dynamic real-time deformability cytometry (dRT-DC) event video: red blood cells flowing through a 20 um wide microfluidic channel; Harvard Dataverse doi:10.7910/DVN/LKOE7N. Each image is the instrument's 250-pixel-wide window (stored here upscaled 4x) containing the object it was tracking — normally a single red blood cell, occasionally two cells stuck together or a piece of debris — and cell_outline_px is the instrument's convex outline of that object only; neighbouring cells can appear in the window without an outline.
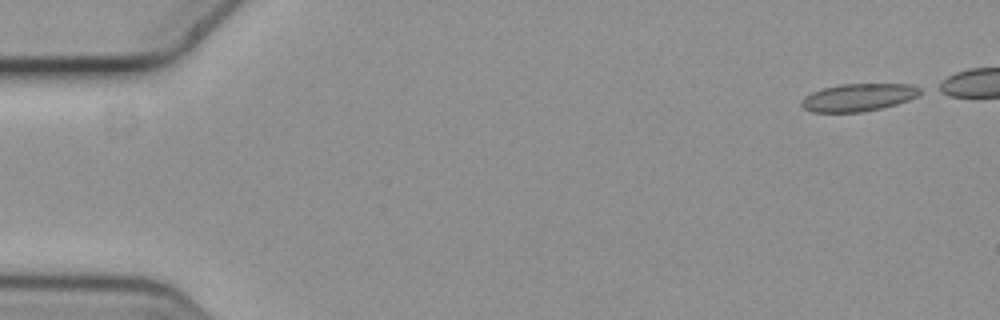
{"species": "common noctule bat (a hibernating species)", "species_latin": "Nyctalus noctula", "temperature_condition": "cold", "stored_images_in_passage": 5, "camera_frame_rate_fps": 3000, "um_per_image_px": 0.085, "animal": {"sex": "female", "body_mass_g": 19.3, "forearm_length_mm": 54.1}, "frame": {"image": 1, "passage_image": 1, "time_ms": 0.0, "image_size_px": [1000, 320], "cell_outline_px": [[924, 92], [908, 100], [896, 104], [864, 112], [812, 112], [804, 108], [800, 104], [800, 100], [804, 96], [812, 92], [824, 88], [840, 84], [912, 84], [920, 88]], "centroid_in_image_um": [72.95, 8.27], "position_along_channel_um": 12.0, "area_um2": 19.13}}
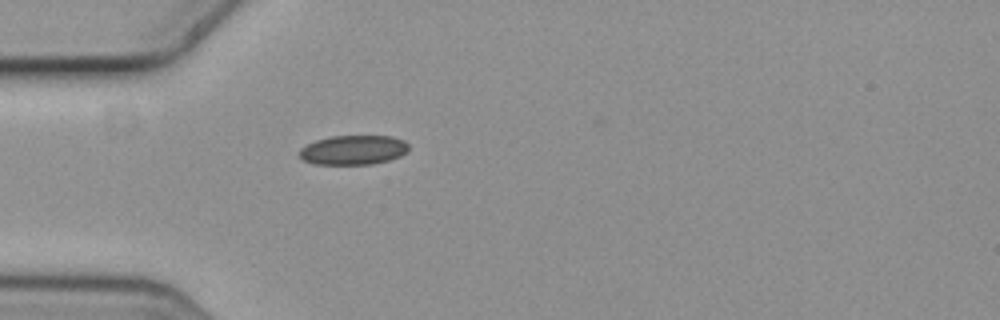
{"frame": {"image": 2, "passage_image": 5, "time_ms": 1.333, "image_size_px": [1000, 320], "cell_outline_px": [[408, 152], [400, 156], [388, 160], [372, 164], [312, 164], [304, 160], [296, 152], [300, 148], [316, 140], [332, 136], [392, 136], [404, 140], [408, 144]], "centroid_in_image_um": [30.02, 12.75], "position_along_channel_um": 55.0, "area_um2": 18.84}}